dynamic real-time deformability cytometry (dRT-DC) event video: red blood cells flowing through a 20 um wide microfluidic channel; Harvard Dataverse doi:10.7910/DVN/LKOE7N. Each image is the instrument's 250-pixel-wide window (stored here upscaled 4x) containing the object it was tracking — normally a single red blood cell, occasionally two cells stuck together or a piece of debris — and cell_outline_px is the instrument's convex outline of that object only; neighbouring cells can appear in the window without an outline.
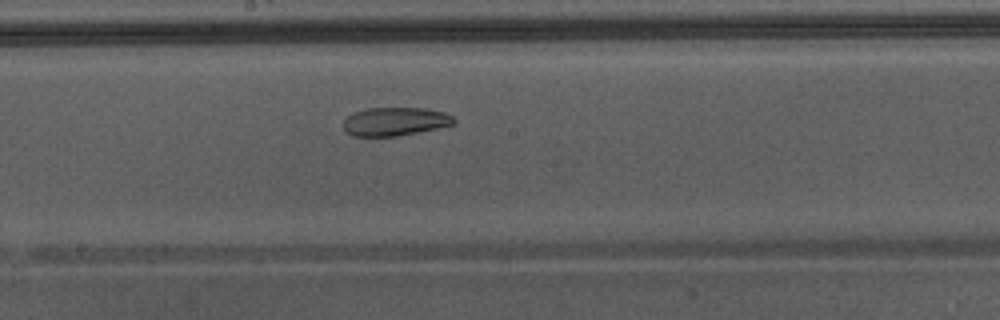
{"species": "Egyptian fruit bat (a non-hibernating species)", "species_latin": "Rousettus aegyptiacus", "temperature_condition": "warm", "stored_images_in_passage": 36, "camera_frame_rate_fps": 3000, "um_per_image_px": 0.085, "animal": {"sex": "male"}, "frame": {"image": 1, "passage_image": 16, "time_ms": 5.0, "image_size_px": [1000, 320], "cell_outline_px": [[456, 124], [396, 136], [352, 136], [344, 132], [344, 120], [348, 116], [356, 112], [368, 108], [424, 108], [444, 112], [452, 116], [456, 120]], "centroid_in_image_um": [33.57, 10.33], "position_along_channel_um": 214.6, "area_um2": 18.21}, "authors_computed_cell_mechanics": {"area_um2": 23.0333, "velocity_mm_per_s": 4.3859, "shape_relaxation_time_tau1_ms": null, "shape_relaxation_time_tau2_ms": 2.0725, "deformation_change_tau1": null, "deformation_change_tau2": 0.0716}}